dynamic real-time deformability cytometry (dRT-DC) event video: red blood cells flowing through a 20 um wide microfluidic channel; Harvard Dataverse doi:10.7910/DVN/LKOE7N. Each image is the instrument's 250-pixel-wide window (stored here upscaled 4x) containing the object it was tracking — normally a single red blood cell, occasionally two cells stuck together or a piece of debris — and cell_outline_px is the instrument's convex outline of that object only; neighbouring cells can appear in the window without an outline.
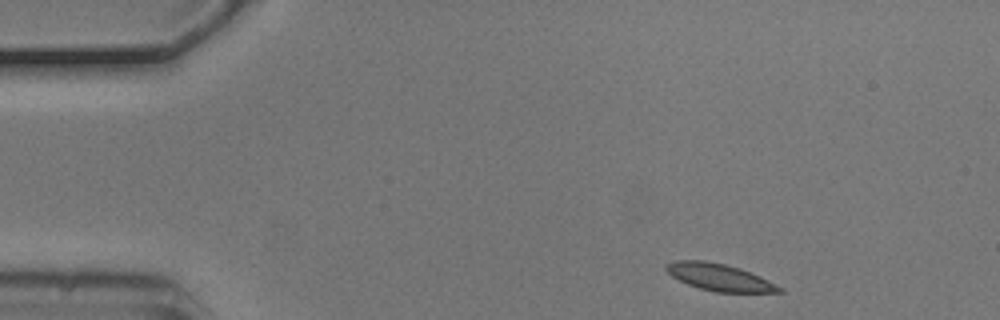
{"species": "common noctule bat (a hibernating species)", "species_latin": "Nyctalus noctula", "temperature_condition": "cold", "stored_images_in_passage": 4, "camera_frame_rate_fps": 3000, "um_per_image_px": 0.085, "animal": {"sex": "male", "body_mass_g": 20.5, "forearm_length_mm": 52.5}, "frame": {"image": 1, "passage_image": 1, "time_ms": 0.0, "image_size_px": [1000, 320], "cell_outline_px": [[784, 292], [716, 292], [700, 288], [688, 284], [672, 276], [664, 268], [664, 264], [676, 260], [704, 260], [724, 264], [740, 268], [760, 276], [784, 288]], "centroid_in_image_um": [61.15, 23.56], "position_along_channel_um": 23.8, "area_um2": 17.74}}
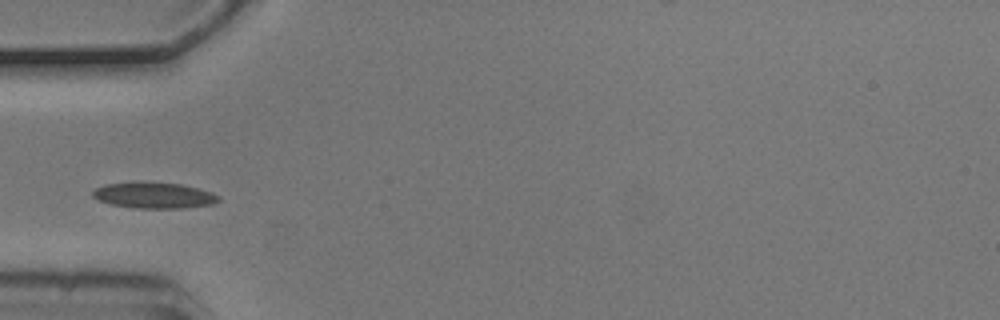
{"frame": {"image": 2, "passage_image": 4, "time_ms": 1.0, "image_size_px": [1000, 320], "cell_outline_px": [[220, 200], [212, 204], [184, 208], [132, 208], [112, 204], [100, 200], [92, 196], [92, 192], [96, 188], [104, 184], [136, 180], [180, 184], [212, 192], [220, 196]], "centroid_in_image_um": [13.06, 16.58], "position_along_channel_um": 71.9, "area_um2": 19.36}}